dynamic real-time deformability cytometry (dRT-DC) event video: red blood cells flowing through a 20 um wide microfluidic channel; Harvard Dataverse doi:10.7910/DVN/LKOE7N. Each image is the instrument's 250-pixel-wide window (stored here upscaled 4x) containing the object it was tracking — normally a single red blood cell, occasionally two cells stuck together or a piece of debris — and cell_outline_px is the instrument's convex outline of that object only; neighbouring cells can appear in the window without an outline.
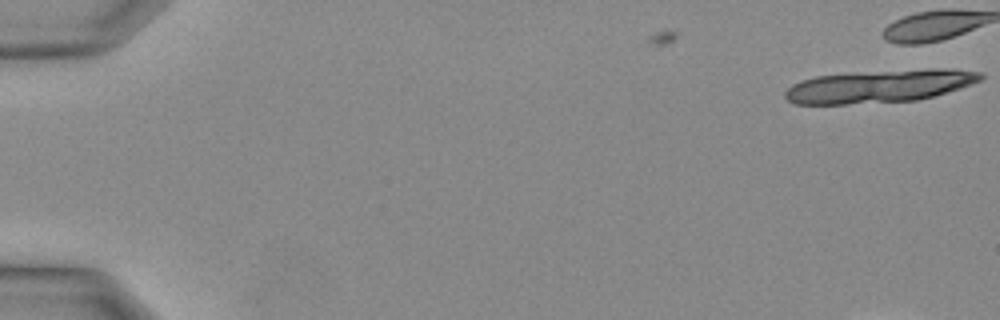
{"species": "Egyptian fruit bat (a non-hibernating species)", "species_latin": "Rousettus aegyptiacus", "temperature_condition": "warm", "stored_images_in_passage": 2, "camera_frame_rate_fps": 3000, "um_per_image_px": 0.085, "animal": {"sex": "female"}, "frame": {"image": 1, "passage_image": 2, "time_ms": 0.333, "image_size_px": [1000, 320], "cell_outline_px": [[984, 76], [980, 80], [932, 96], [916, 100], [848, 104], [796, 104], [788, 100], [784, 96], [784, 92], [792, 84], [800, 80], [816, 76], [884, 72], [980, 72]], "centroid_in_image_um": [74.47, 7.4], "position_along_channel_um": 10.5, "area_um2": 34.74}}